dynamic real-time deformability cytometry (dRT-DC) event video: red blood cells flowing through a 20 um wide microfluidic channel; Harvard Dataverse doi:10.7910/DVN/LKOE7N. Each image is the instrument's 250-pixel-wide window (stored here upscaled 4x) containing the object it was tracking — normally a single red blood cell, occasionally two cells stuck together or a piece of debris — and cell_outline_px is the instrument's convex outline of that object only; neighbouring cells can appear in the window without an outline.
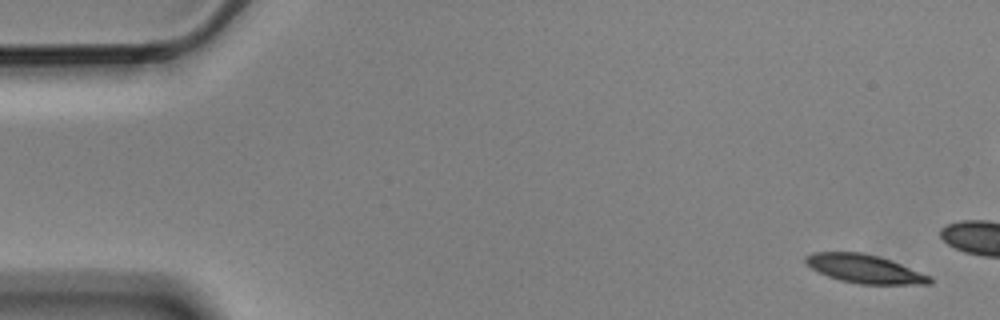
{"species": "Egyptian fruit bat (a non-hibernating species)", "species_latin": "Rousettus aegyptiacus", "temperature_condition": "cold", "stored_images_in_passage": 5, "camera_frame_rate_fps": 3000, "um_per_image_px": 0.085, "animal": {"sex": "male"}, "frame": {"image": 1, "passage_image": 1, "time_ms": 0.0, "image_size_px": [1000, 320], "cell_outline_px": [[932, 284], [860, 284], [840, 280], [828, 276], [812, 268], [804, 260], [804, 256], [812, 252], [860, 252], [880, 256], [892, 260], [932, 276]], "centroid_in_image_um": [73.53, 22.84], "position_along_channel_um": 11.5, "area_um2": 20.69}}